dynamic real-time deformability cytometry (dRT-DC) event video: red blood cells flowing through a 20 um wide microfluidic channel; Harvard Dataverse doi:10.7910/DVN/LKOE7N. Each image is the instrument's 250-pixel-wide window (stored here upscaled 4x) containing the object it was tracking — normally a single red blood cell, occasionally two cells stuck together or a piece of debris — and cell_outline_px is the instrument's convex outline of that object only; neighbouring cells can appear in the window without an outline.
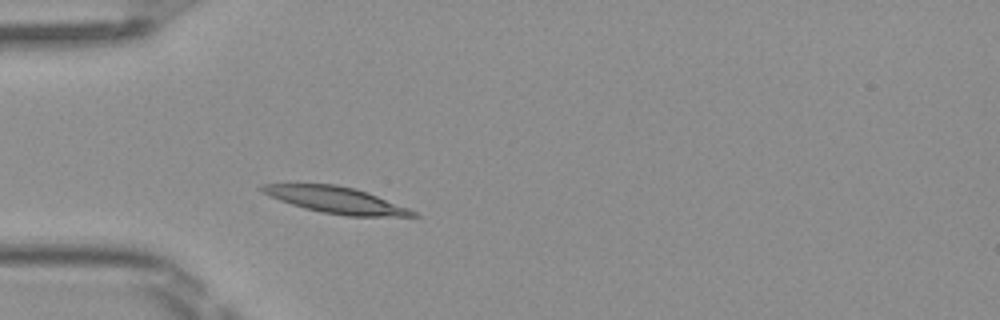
{"species": "Egyptian fruit bat (a non-hibernating species)", "species_latin": "Rousettus aegyptiacus", "temperature_condition": "room temperature", "stored_images_in_passage": 3, "camera_frame_rate_fps": 3000, "um_per_image_px": 0.085, "frame": {"image": 1, "passage_image": 3, "time_ms": 0.667, "image_size_px": [1000, 320], "cell_outline_px": [[420, 216], [348, 216], [320, 212], [304, 208], [280, 200], [256, 188], [260, 184], [336, 184], [356, 188], [368, 192], [408, 208], [416, 212]], "centroid_in_image_um": [28.56, 16.99], "position_along_channel_um": 56.4, "area_um2": 23.06}}